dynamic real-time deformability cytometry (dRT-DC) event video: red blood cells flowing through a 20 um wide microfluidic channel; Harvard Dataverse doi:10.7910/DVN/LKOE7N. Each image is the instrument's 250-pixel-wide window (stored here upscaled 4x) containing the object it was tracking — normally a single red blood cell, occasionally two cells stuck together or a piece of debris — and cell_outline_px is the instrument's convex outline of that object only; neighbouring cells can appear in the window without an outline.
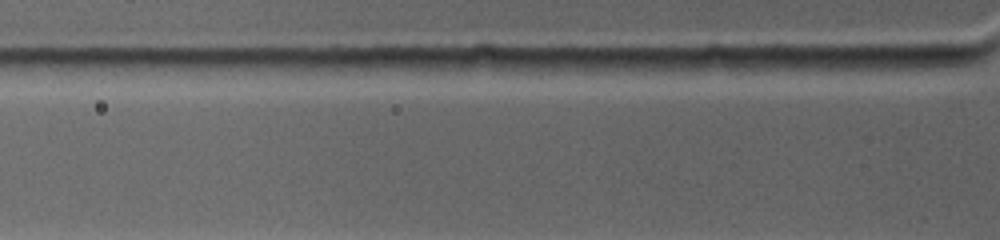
{"species": "common noctule bat (a hibernating species)", "species_latin": "Nyctalus noctula", "temperature_condition": "warm", "stored_images_in_passage": 2, "camera_frame_rate_fps": 4500, "um_per_image_px": 0.085, "animal": {"sex": "female", "body_mass_g": 19.0, "forearm_length_mm": 53.3}, "frame": {"image": 1, "passage_image": 2, "time_ms": 0.222, "image_size_px": [1000, 240], "cell_outline_px": [[968, 64], [936, 68], [816, 68], [860, 56], [960, 56], [968, 60]], "centroid_in_image_um": [76.44, 5.29], "position_along_channel_um": 49.4, "area_um2": 10.69}}